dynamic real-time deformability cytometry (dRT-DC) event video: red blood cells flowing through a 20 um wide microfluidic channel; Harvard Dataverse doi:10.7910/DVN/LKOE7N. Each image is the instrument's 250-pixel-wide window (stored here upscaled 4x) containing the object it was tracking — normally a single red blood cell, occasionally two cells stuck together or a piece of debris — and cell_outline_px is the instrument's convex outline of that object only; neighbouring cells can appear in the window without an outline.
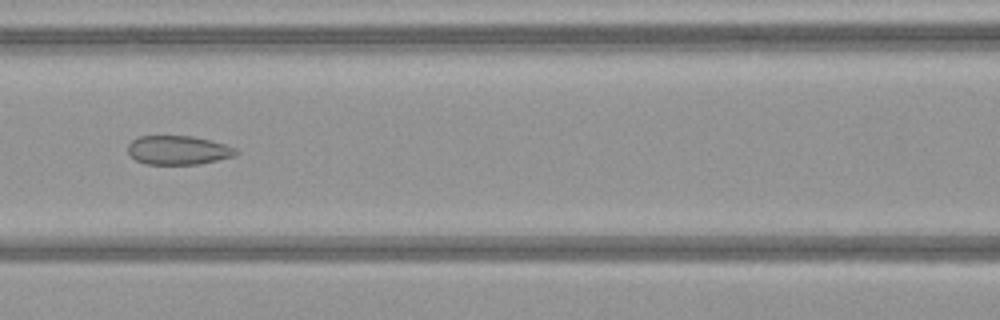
{"species": "common noctule bat (a hibernating species)", "species_latin": "Nyctalus noctula", "temperature_condition": "warm", "stored_images_in_passage": 51, "camera_frame_rate_fps": 3000, "um_per_image_px": 0.085, "animal": {"sex": "female", "body_mass_g": 21.9}, "frame": {"image": 1, "passage_image": 23, "time_ms": 7.333, "image_size_px": [1000, 320], "cell_outline_px": [[240, 152], [236, 156], [200, 164], [148, 164], [136, 160], [128, 152], [128, 144], [132, 140], [140, 136], [192, 136], [224, 144], [236, 148]], "centroid_in_image_um": [15.18, 12.77], "position_along_channel_um": 151.4, "area_um2": 18.21}}
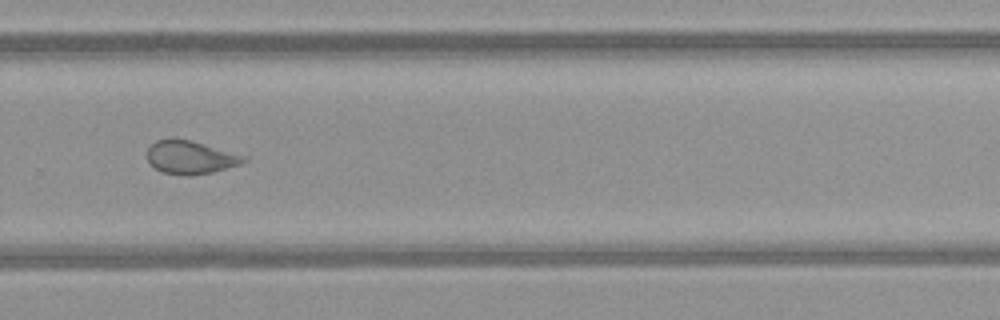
{"frame": {"image": 2, "passage_image": 35, "time_ms": 11.333, "image_size_px": [1000, 320], "cell_outline_px": [[248, 160], [240, 164], [212, 172], [160, 172], [148, 160], [148, 148], [156, 140], [192, 140], [248, 156]], "centroid_in_image_um": [16.26, 13.33], "position_along_channel_um": 313.5, "area_um2": 17.74}}
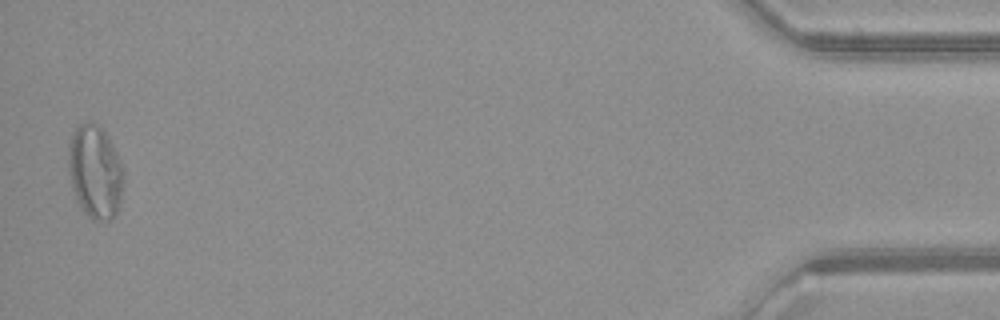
{"frame": {"image": 3, "passage_image": 50, "time_ms": 16.333, "image_size_px": [1000, 320], "cell_outline_px": [[124, 172], [120, 204], [112, 220], [92, 220], [88, 216], [76, 200], [72, 188], [68, 172], [68, 144], [72, 132], [80, 124], [92, 120], [100, 124], [108, 136]], "centroid_in_image_um": [8.06, 14.58], "position_along_channel_um": 427.1, "area_um2": 30.29}}